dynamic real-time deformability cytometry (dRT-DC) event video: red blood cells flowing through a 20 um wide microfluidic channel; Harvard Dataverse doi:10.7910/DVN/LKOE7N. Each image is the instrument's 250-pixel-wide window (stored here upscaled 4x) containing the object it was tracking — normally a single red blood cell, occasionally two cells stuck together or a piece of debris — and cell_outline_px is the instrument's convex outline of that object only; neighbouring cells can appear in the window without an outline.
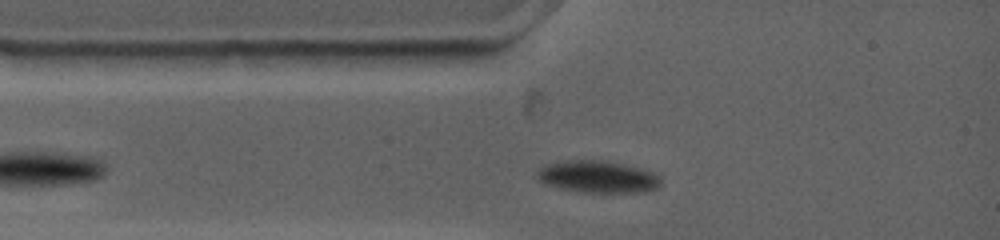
{"species": "common noctule bat (a hibernating species)", "species_latin": "Nyctalus noctula", "temperature_condition": "warm", "stored_images_in_passage": 32, "camera_frame_rate_fps": 4500, "um_per_image_px": 0.085, "animal": {"sex": "female", "body_mass_g": 19.0, "forearm_length_mm": 53.3}, "frame": {"image": 1, "passage_image": 5, "time_ms": 1.556, "image_size_px": [1000, 240], "cell_outline_px": [[660, 184], [656, 188], [644, 192], [580, 192], [560, 188], [544, 184], [536, 176], [536, 172], [544, 164], [564, 160], [608, 160], [640, 168], [652, 172], [660, 176]], "centroid_in_image_um": [50.78, 15.01], "position_along_channel_um": 34.2, "area_um2": 23.29}}
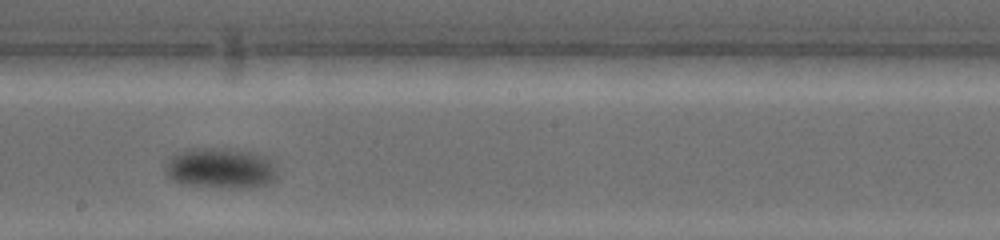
{"frame": {"image": 2, "passage_image": 19, "time_ms": 7.333, "image_size_px": [1000, 240], "cell_outline_px": [[276, 180], [272, 184], [236, 188], [216, 188], [180, 184], [172, 180], [164, 172], [164, 168], [168, 160], [172, 156], [180, 152], [192, 148], [236, 148], [256, 152], [268, 156], [276, 172]], "centroid_in_image_um": [18.76, 14.3], "position_along_channel_um": 229.4, "area_um2": 27.11}}
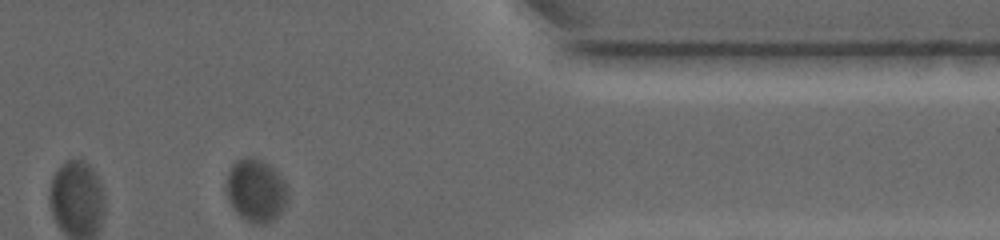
{"frame": {"image": 3, "passage_image": 32, "time_ms": 12.667, "image_size_px": [1000, 240], "cell_outline_px": [[288, 196], [280, 212], [268, 224], [256, 224], [240, 216], [232, 208], [228, 200], [224, 184], [228, 172], [232, 164], [236, 160], [244, 156], [252, 156], [264, 160], [284, 180], [288, 188]], "centroid_in_image_um": [21.71, 16.15], "position_along_channel_um": 389.7, "area_um2": 22.83}, "authors_computed_cell_mechanics": {"area_um2": 25.3164, "velocity_mm_per_s": 3.4177, "shape_relaxation_time_tau1_ms": 3.7055, "shape_relaxation_time_tau2_ms": null, "deformation_change_tau1": 0.122, "deformation_change_tau2": null}}